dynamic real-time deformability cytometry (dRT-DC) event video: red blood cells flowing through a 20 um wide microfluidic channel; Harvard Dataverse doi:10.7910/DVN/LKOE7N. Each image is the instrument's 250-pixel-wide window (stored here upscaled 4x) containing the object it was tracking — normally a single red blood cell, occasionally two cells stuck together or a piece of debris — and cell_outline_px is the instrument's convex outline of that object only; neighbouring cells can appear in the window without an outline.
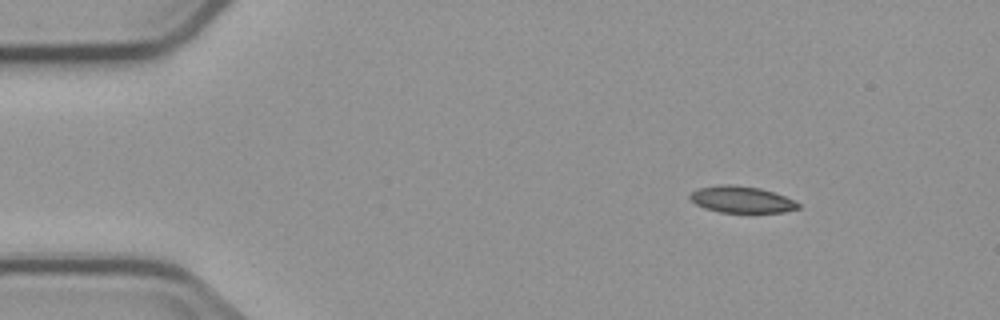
{"species": "common noctule bat (a hibernating species)", "species_latin": "Nyctalus noctula", "temperature_condition": "cold", "stored_images_in_passage": 3, "camera_frame_rate_fps": 3000, "um_per_image_px": 0.085, "animal": {"sex": "male", "body_mass_g": 23.1, "forearm_length_mm": 52.7}, "frame": {"image": 1, "passage_image": 1, "time_ms": 0.0, "image_size_px": [1000, 320], "cell_outline_px": [[800, 208], [784, 212], [720, 212], [704, 208], [696, 204], [688, 196], [692, 192], [700, 188], [720, 184], [732, 184], [760, 188], [784, 196], [800, 204]], "centroid_in_image_um": [63.02, 16.95], "position_along_channel_um": 22.0, "area_um2": 16.59}}
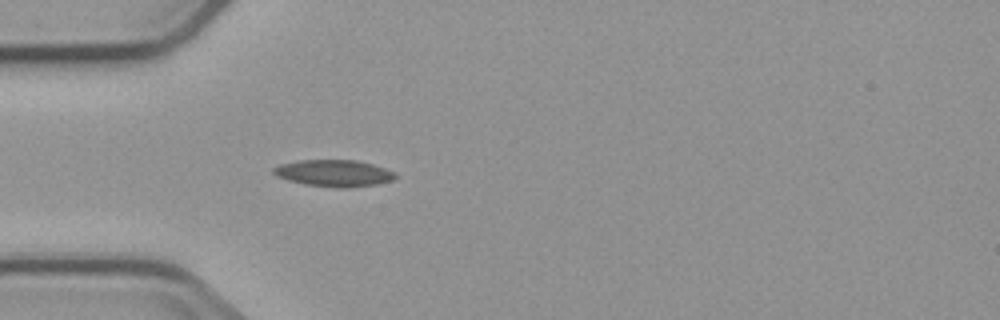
{"frame": {"image": 2, "passage_image": 3, "time_ms": 3.0, "image_size_px": [1000, 320], "cell_outline_px": [[396, 180], [376, 184], [348, 188], [336, 188], [304, 184], [288, 180], [276, 176], [272, 172], [272, 168], [280, 164], [300, 160], [356, 160], [372, 164], [396, 172]], "centroid_in_image_um": [28.39, 14.72], "position_along_channel_um": 56.6, "area_um2": 19.13}}